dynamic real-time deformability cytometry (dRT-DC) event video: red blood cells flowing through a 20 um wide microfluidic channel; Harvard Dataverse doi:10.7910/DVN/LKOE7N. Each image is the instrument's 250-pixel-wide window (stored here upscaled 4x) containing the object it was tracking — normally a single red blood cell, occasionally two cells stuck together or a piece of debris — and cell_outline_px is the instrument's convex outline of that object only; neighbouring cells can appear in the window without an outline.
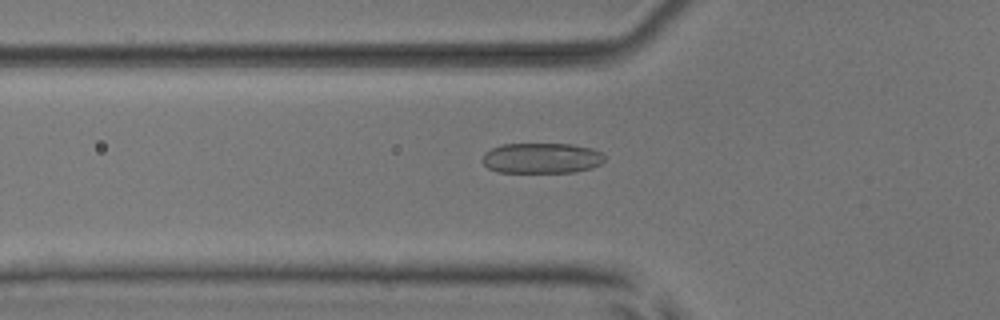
{"species": "common noctule bat (a hibernating species)", "species_latin": "Nyctalus noctula", "temperature_condition": "room temperature", "stored_images_in_passage": 37, "camera_frame_rate_fps": 3000, "um_per_image_px": 0.085, "animal": {"sex": "male", "body_mass_g": 17.9, "forearm_length_mm": 54.2}, "frame": {"image": 1, "passage_image": 6, "time_ms": 1.667, "image_size_px": [1000, 320], "cell_outline_px": [[604, 160], [600, 164], [592, 168], [572, 172], [500, 172], [488, 168], [480, 160], [484, 152], [500, 144], [572, 144], [592, 148], [600, 152], [604, 156]], "centroid_in_image_um": [46.01, 13.43], "position_along_channel_um": 79.8, "area_um2": 21.79}}
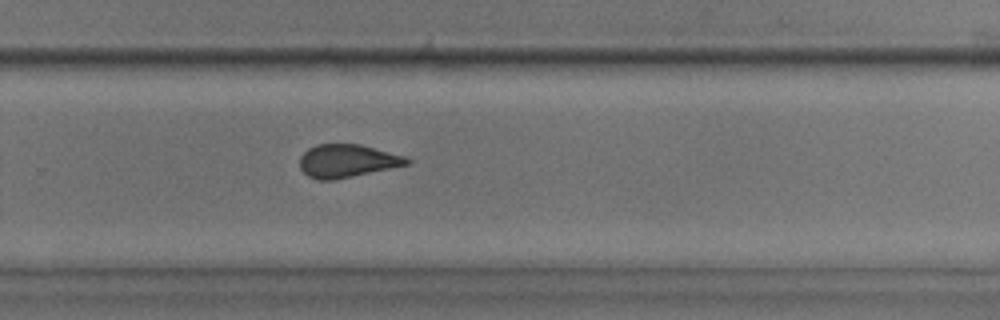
{"frame": {"image": 2, "passage_image": 23, "time_ms": 7.333, "image_size_px": [1000, 320], "cell_outline_px": [[412, 160], [408, 164], [332, 180], [316, 180], [308, 176], [300, 168], [300, 156], [308, 148], [316, 144], [360, 144], [404, 156]], "centroid_in_image_um": [29.46, 13.67], "position_along_channel_um": 300.3, "area_um2": 20.35}}
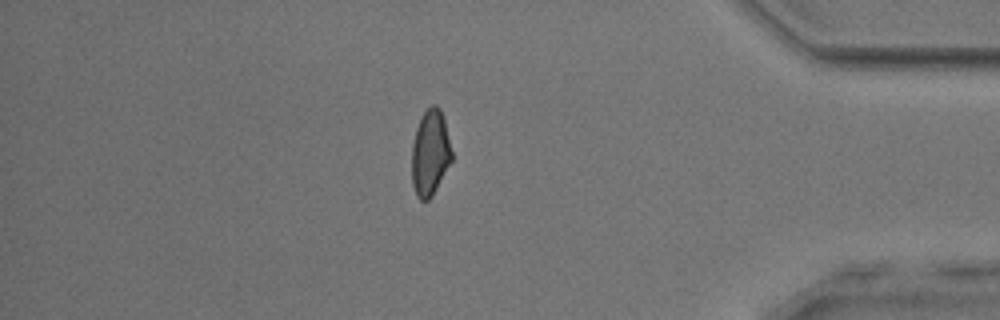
{"frame": {"image": 3, "passage_image": 33, "time_ms": 10.667, "image_size_px": [1000, 320], "cell_outline_px": [[452, 160], [432, 196], [428, 200], [420, 200], [416, 196], [412, 184], [412, 144], [416, 128], [420, 116], [432, 104], [436, 104], [440, 108], [444, 120], [452, 152]], "centroid_in_image_um": [36.55, 12.99], "position_along_channel_um": 398.7, "area_um2": 20.0}, "authors_computed_cell_mechanics": {"area_um2": 21.1548, "velocity_mm_per_s": 3.9014, "shape_relaxation_time_tau1_ms": null, "shape_relaxation_time_tau2_ms": 1.4492, "deformation_change_tau1": null, "deformation_change_tau2": 0.0951}}